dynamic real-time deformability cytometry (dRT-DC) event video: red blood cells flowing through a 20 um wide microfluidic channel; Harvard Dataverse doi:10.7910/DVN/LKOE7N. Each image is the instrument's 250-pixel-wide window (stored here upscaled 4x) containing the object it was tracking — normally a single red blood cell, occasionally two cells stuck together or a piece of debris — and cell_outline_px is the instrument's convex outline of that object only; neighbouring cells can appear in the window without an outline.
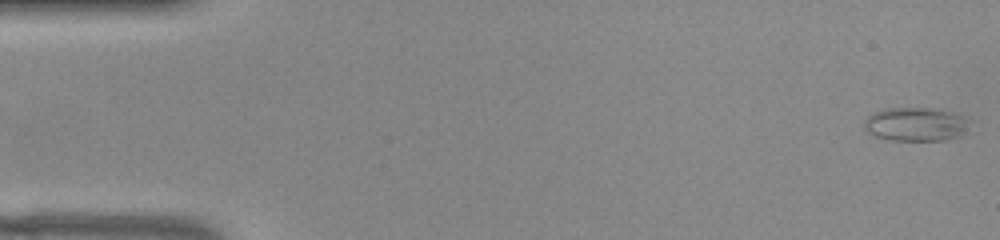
{"species": "common noctule bat (a hibernating species)", "species_latin": "Nyctalus noctula", "temperature_condition": "warm", "stored_images_in_passage": 52, "camera_frame_rate_fps": 3000, "um_per_image_px": 0.085, "animal": {"sex": "female", "body_mass_g": 22.0, "forearm_length_mm": 56.7}, "frame": {"image": 1, "passage_image": 1, "time_ms": 0.0, "image_size_px": [1000, 240], "cell_outline_px": [[968, 120], [960, 136], [944, 140], [888, 140], [872, 136], [864, 128], [864, 120], [872, 112], [884, 108], [936, 108], [952, 112]], "centroid_in_image_um": [77.73, 10.55], "position_along_channel_um": 7.3, "area_um2": 20.63}}
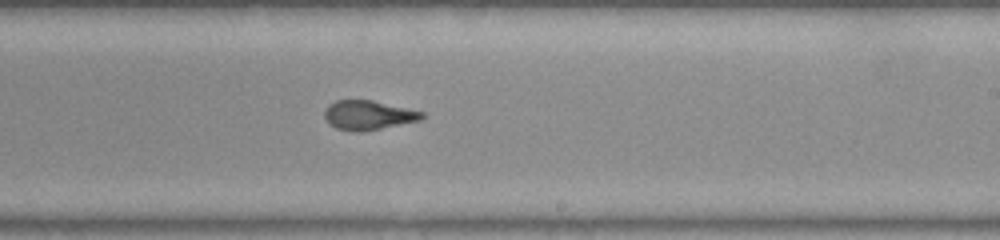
{"frame": {"image": 2, "passage_image": 31, "time_ms": 10.0, "image_size_px": [1000, 240], "cell_outline_px": [[424, 116], [420, 120], [360, 132], [352, 132], [336, 128], [324, 116], [324, 112], [328, 104], [336, 100], [372, 100], [424, 112]], "centroid_in_image_um": [31.28, 9.78], "position_along_channel_um": 257.7, "area_um2": 16.42}}
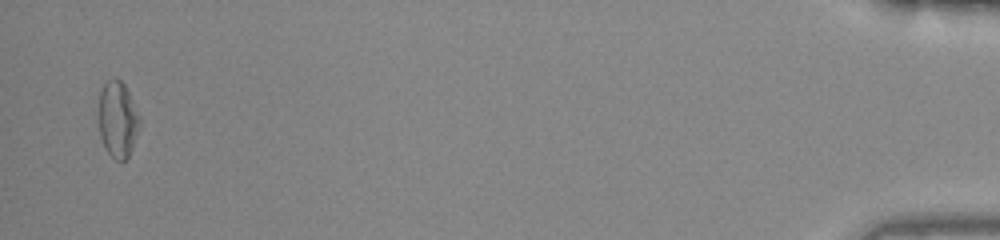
{"frame": {"image": 3, "passage_image": 51, "time_ms": 16.667, "image_size_px": [1000, 240], "cell_outline_px": [[140, 124], [132, 148], [128, 156], [124, 160], [116, 160], [104, 148], [100, 136], [100, 92], [104, 84], [108, 80], [120, 80], [124, 84], [140, 116]], "centroid_in_image_um": [10.02, 10.17], "position_along_channel_um": 425.2, "area_um2": 17.74}, "authors_computed_cell_mechanics": {"area_um2": 17.6868, "velocity_mm_per_s": 3.9029, "shape_relaxation_time_tau1_ms": null, "shape_relaxation_time_tau2_ms": 1.3117, "deformation_change_tau1": null, "deformation_change_tau2": 0.0839}}